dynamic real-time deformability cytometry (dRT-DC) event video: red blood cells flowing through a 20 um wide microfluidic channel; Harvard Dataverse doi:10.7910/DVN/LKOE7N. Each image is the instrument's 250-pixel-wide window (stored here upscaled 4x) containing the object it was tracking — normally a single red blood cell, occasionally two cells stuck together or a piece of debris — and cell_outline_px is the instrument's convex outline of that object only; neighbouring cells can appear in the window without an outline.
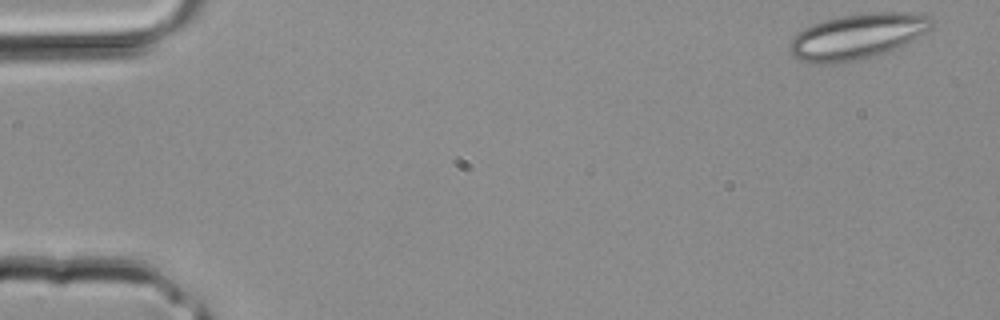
{"species": "common noctule bat (a hibernating species)", "species_latin": "Nyctalus noctula", "temperature_condition": "room temperature", "stored_images_in_passage": 2, "segment_of_instrument_passage": [2, 2], "camera_frame_rate_fps": 3000, "um_per_image_px": 0.085, "animal": {"sex": "male", "body_mass_g": 20.4}, "frame": {"image": 1, "passage_image": 2, "time_ms": 0.333, "image_size_px": [1000, 320], "cell_outline_px": [[932, 28], [928, 32], [912, 40], [884, 52], [868, 56], [832, 64], [820, 64], [800, 60], [792, 56], [788, 52], [792, 40], [796, 32], [804, 28], [824, 20], [840, 16], [872, 12], [900, 12], [928, 16], [932, 20]], "centroid_in_image_um": [72.83, 3.08], "position_along_channel_um": 12.2, "area_um2": 36.93}}